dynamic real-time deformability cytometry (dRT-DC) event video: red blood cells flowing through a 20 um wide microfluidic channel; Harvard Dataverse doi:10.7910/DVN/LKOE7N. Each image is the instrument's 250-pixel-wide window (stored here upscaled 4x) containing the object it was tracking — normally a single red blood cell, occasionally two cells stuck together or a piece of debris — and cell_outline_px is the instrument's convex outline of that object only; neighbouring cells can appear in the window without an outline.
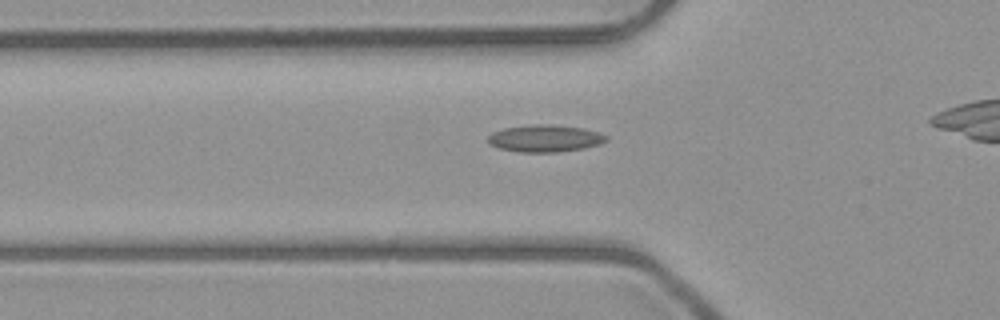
{"species": "common noctule bat (a hibernating species)", "species_latin": "Nyctalus noctula", "temperature_condition": "room temperature", "stored_images_in_passage": 3, "segment_of_instrument_passage": [2, 2], "camera_frame_rate_fps": 3000, "um_per_image_px": 0.085, "animal": {"sex": "male", "body_mass_g": 23.1, "forearm_length_mm": 52.7}, "frame": {"image": 1, "passage_image": 3, "time_ms": 2.333, "image_size_px": [1000, 320], "cell_outline_px": [[608, 140], [600, 144], [584, 148], [556, 152], [520, 152], [500, 148], [488, 144], [488, 136], [492, 132], [504, 128], [532, 124], [552, 124], [584, 128], [600, 132], [608, 136]], "centroid_in_image_um": [46.34, 11.75], "position_along_channel_um": 79.5, "area_um2": 18.84}}